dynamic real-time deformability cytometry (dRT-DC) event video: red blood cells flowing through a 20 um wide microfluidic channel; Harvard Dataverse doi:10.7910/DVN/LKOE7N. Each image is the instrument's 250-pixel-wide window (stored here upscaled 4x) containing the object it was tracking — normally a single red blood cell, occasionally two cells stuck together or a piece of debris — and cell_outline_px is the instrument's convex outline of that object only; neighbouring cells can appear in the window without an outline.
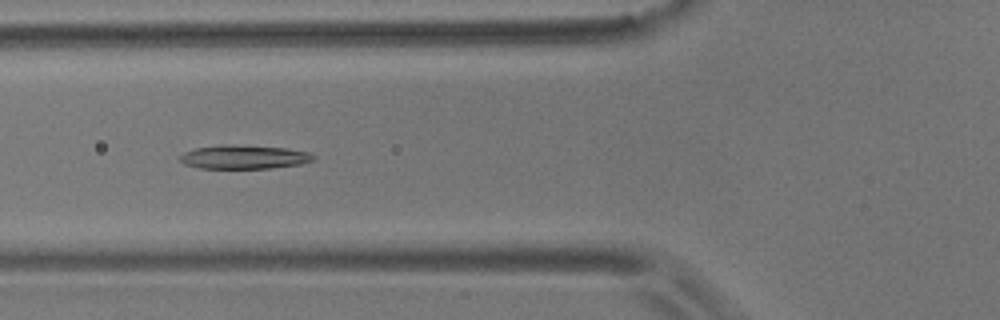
{"species": "common noctule bat (a hibernating species)", "species_latin": "Nyctalus noctula", "temperature_condition": "room temperature", "stored_images_in_passage": 57, "camera_frame_rate_fps": 3000, "um_per_image_px": 0.085, "animal": {"sex": "male", "body_mass_g": 17.9}, "frame": {"image": 1, "passage_image": 21, "time_ms": 6.667, "image_size_px": [1000, 320], "cell_outline_px": [[316, 156], [312, 160], [300, 164], [272, 168], [200, 168], [184, 164], [180, 160], [180, 156], [184, 152], [196, 148], [220, 144], [228, 144], [288, 148], [308, 152]], "centroid_in_image_um": [20.73, 13.34], "position_along_channel_um": 105.1, "area_um2": 18.5}}
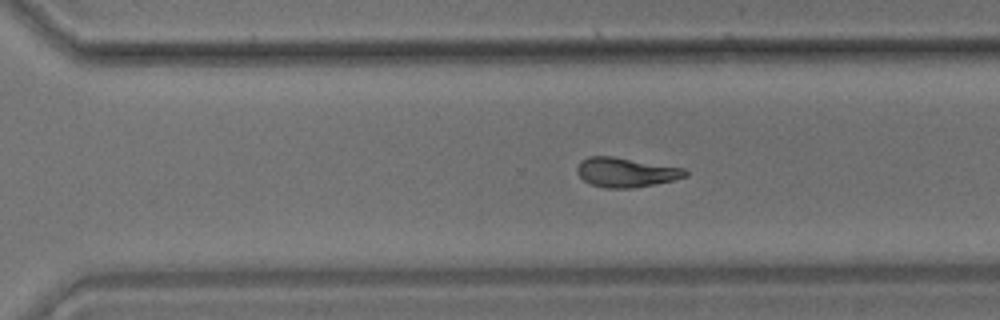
{"frame": {"image": 2, "passage_image": 39, "time_ms": 12.667, "image_size_px": [1000, 320], "cell_outline_px": [[688, 176], [672, 180], [632, 188], [604, 188], [592, 184], [584, 180], [576, 172], [576, 168], [580, 160], [588, 156], [612, 156], [684, 168], [688, 172]], "centroid_in_image_um": [53.17, 14.64], "position_along_channel_um": 317.4, "area_um2": 18.5}}
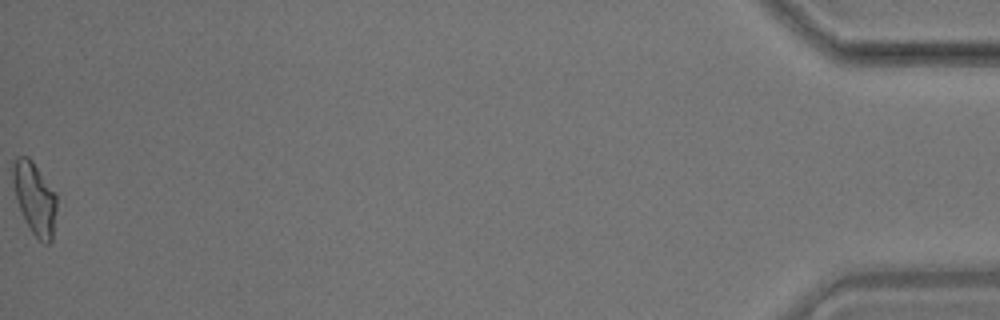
{"frame": {"image": 3, "passage_image": 57, "time_ms": 18.667, "image_size_px": [1000, 320], "cell_outline_px": [[56, 208], [52, 240], [48, 244], [44, 244], [32, 232], [20, 208], [16, 196], [12, 180], [12, 164], [16, 156], [28, 156], [32, 160], [56, 192]], "centroid_in_image_um": [2.95, 16.81], "position_along_channel_um": 432.2, "area_um2": 18.26}, "authors_computed_cell_mechanics": {"area_um2": 18.6694, "velocity_mm_per_s": 3.5458, "shape_relaxation_time_tau1_ms": 8.7079, "shape_relaxation_time_tau2_ms": 4.6737, "deformation_change_tau1": 0.211, "deformation_change_tau2": 0.1321}}